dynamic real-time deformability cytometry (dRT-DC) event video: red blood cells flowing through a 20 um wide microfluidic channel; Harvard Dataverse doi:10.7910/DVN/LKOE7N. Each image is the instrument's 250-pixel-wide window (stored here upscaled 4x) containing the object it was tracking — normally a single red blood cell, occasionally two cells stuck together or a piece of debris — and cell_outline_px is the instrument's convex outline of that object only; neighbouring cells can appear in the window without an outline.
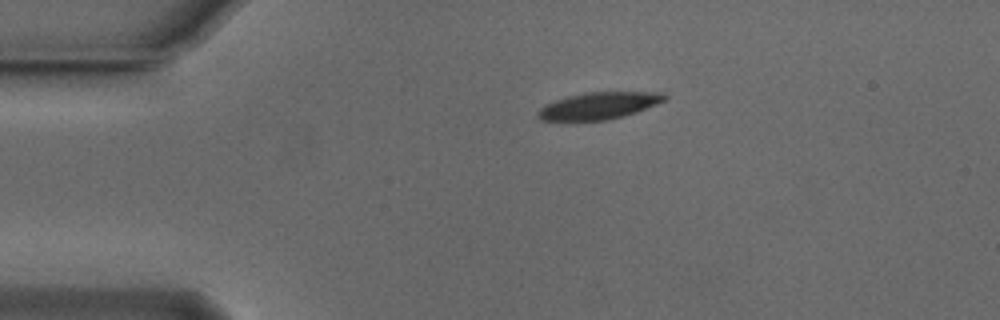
{"species": "Egyptian fruit bat (a non-hibernating species)", "species_latin": "Rousettus aegyptiacus", "temperature_condition": "cold", "stored_images_in_passage": 43, "camera_frame_rate_fps": 3000, "um_per_image_px": 0.085, "animal": {"sex": "male"}, "frame": {"image": 1, "passage_image": 1, "time_ms": 0.0, "image_size_px": [1000, 320], "cell_outline_px": [[668, 96], [664, 100], [656, 104], [636, 112], [608, 120], [540, 120], [536, 116], [536, 112], [544, 104], [568, 96], [584, 92], [664, 92]], "centroid_in_image_um": [50.88, 8.98], "position_along_channel_um": 34.1, "area_um2": 19.83}}
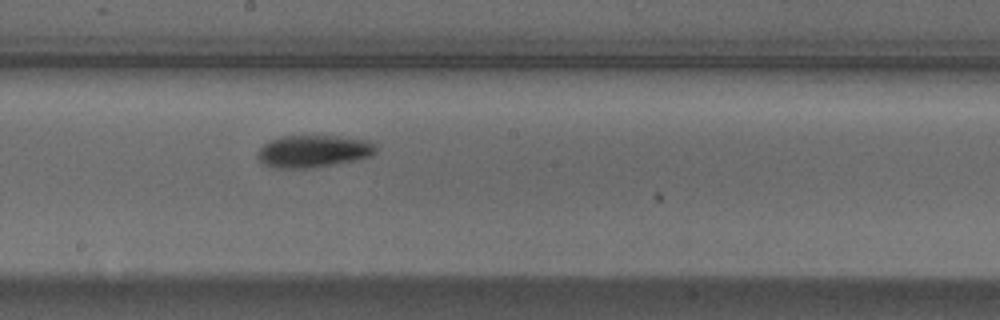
{"frame": {"image": 2, "passage_image": 19, "time_ms": 6.0, "image_size_px": [1000, 320], "cell_outline_px": [[376, 152], [372, 156], [332, 164], [308, 168], [280, 168], [264, 164], [256, 156], [260, 148], [268, 140], [280, 136], [336, 136], [368, 140], [376, 144]], "centroid_in_image_um": [26.63, 12.84], "position_along_channel_um": 221.6, "area_um2": 22.08}}
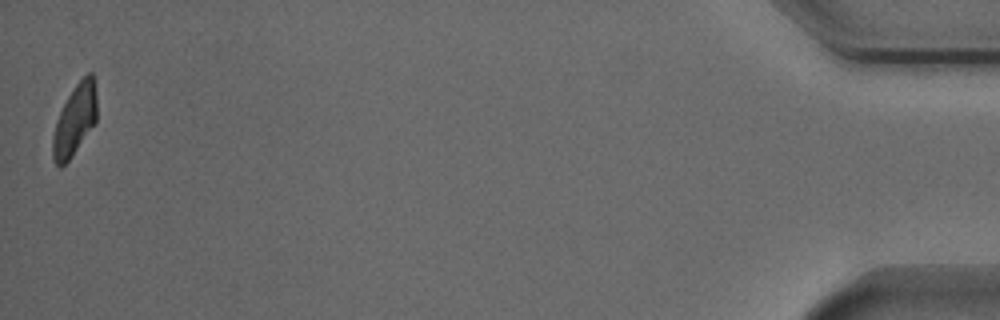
{"frame": {"image": 3, "passage_image": 43, "time_ms": 14.0, "image_size_px": [1000, 320], "cell_outline_px": [[96, 124], [68, 160], [60, 168], [56, 164], [52, 156], [52, 136], [56, 120], [68, 96], [76, 84], [88, 72], [92, 72], [96, 92]], "centroid_in_image_um": [6.36, 10.21], "position_along_channel_um": 428.8, "area_um2": 18.15}, "authors_computed_cell_mechanics": {"area_um2": 20.9814, "velocity_mm_per_s": 3.8258, "shape_relaxation_time_tau1_ms": 4.342, "shape_relaxation_time_tau2_ms": 5.7231, "deformation_change_tau1": 0.1465, "deformation_change_tau2": 0.1293}}